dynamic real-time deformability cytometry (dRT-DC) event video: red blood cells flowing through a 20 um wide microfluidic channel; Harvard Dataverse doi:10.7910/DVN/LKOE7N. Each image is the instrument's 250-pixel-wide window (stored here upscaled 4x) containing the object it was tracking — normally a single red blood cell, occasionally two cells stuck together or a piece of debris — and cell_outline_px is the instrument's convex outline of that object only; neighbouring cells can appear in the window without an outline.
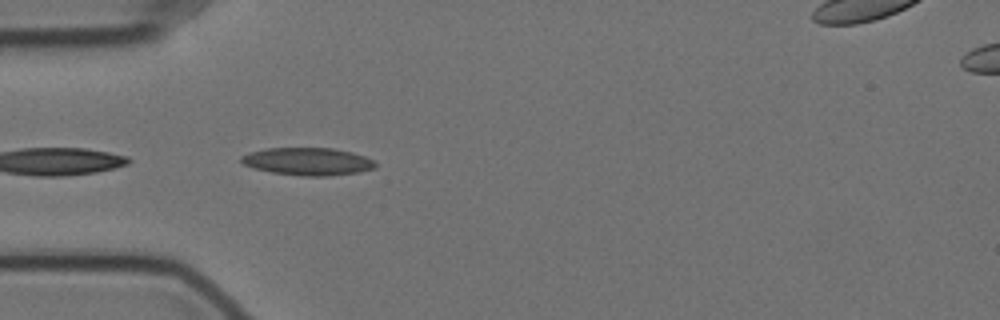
{"species": "Egyptian fruit bat (a non-hibernating species)", "species_latin": "Rousettus aegyptiacus", "temperature_condition": "cold", "stored_images_in_passage": 7, "camera_frame_rate_fps": 3000, "um_per_image_px": 0.085, "animal": {"sex": "female"}, "frame": {"image": 1, "passage_image": 1, "time_ms": 0.0, "image_size_px": [1000, 320], "cell_outline_px": [[376, 168], [356, 172], [328, 176], [304, 176], [272, 172], [252, 168], [244, 164], [240, 160], [240, 156], [248, 152], [264, 148], [332, 148], [352, 152], [364, 156], [372, 160], [376, 164]], "centroid_in_image_um": [26.11, 13.72], "position_along_channel_um": 58.9, "area_um2": 21.56}}
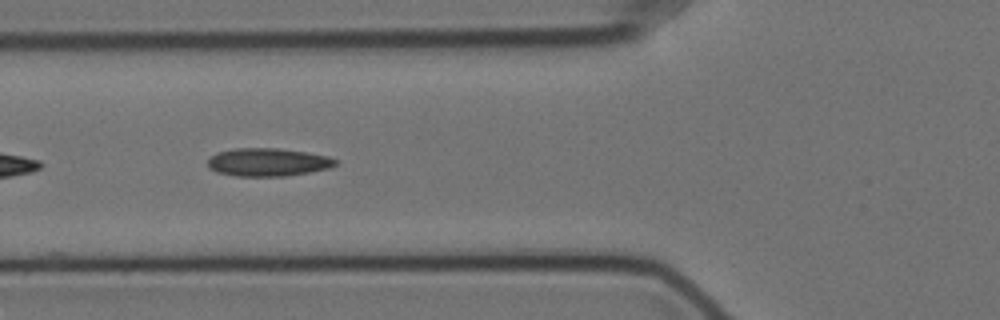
{"frame": {"image": 2, "passage_image": 5, "time_ms": 1.333, "image_size_px": [1000, 320], "cell_outline_px": [[336, 164], [328, 168], [308, 172], [284, 176], [236, 176], [216, 172], [208, 168], [208, 160], [216, 152], [236, 148], [276, 148], [304, 152], [328, 156], [336, 160]], "centroid_in_image_um": [22.71, 13.78], "position_along_channel_um": 103.1, "area_um2": 20.69}}